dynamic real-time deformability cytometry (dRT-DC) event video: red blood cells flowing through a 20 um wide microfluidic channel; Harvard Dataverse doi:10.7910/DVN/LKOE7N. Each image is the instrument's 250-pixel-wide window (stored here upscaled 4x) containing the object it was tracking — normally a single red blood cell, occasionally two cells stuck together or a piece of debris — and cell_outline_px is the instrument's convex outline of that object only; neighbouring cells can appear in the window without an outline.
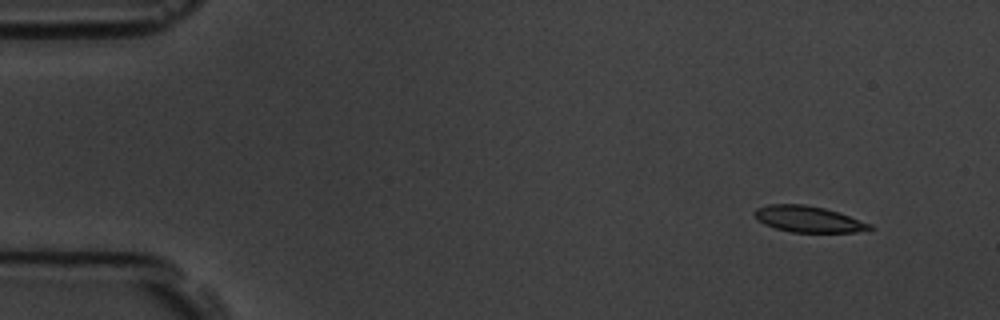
{"species": "common noctule bat (a hibernating species)", "species_latin": "Nyctalus noctula", "temperature_condition": "room temperature", "stored_images_in_passage": 7, "camera_frame_rate_fps": 3000, "um_per_image_px": 0.085, "animal": {"sex": "male", "body_mass_g": 19.5, "forearm_length_mm": 54.6}, "frame": {"image": 1, "passage_image": 2, "time_ms": 1.333, "image_size_px": [1000, 320], "cell_outline_px": [[876, 228], [856, 232], [792, 232], [776, 228], [764, 224], [752, 212], [756, 208], [768, 204], [804, 204], [824, 208], [872, 224]], "centroid_in_image_um": [68.71, 18.62], "position_along_channel_um": 16.3, "area_um2": 17.4}}
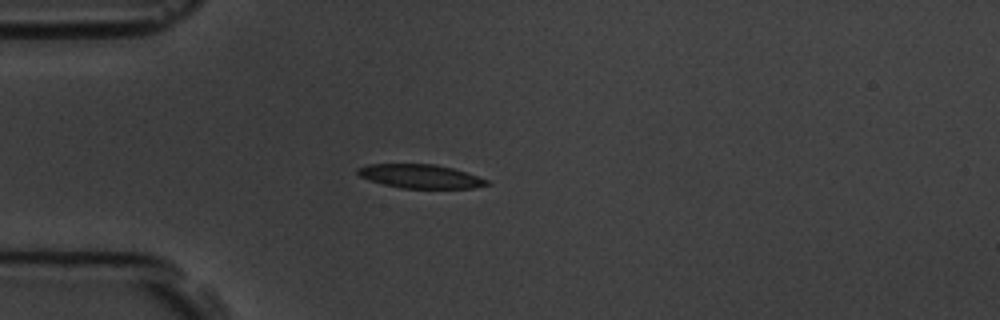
{"frame": {"image": 2, "passage_image": 5, "time_ms": 4.667, "image_size_px": [1000, 320], "cell_outline_px": [[492, 184], [472, 188], [400, 188], [384, 184], [360, 176], [356, 172], [356, 168], [368, 164], [436, 164], [452, 168], [488, 180]], "centroid_in_image_um": [35.73, 14.98], "position_along_channel_um": 49.3, "area_um2": 17.74}}
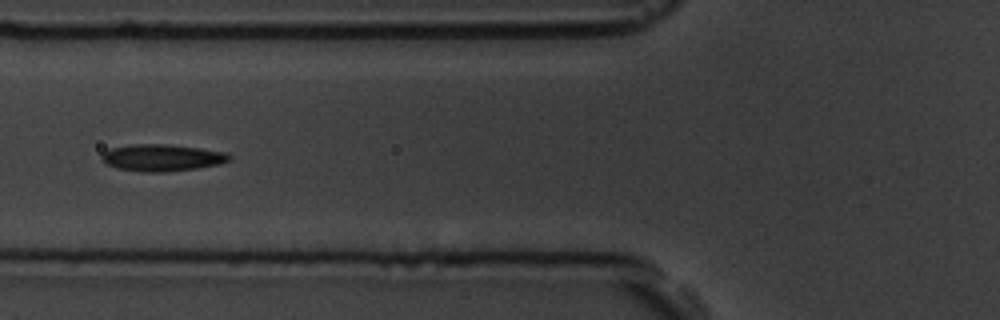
{"frame": {"image": 3, "passage_image": 7, "time_ms": 6.667, "image_size_px": [1000, 320], "cell_outline_px": [[232, 156], [228, 160], [220, 164], [196, 168], [168, 172], [140, 172], [116, 168], [100, 160], [100, 156], [108, 148], [132, 144], [164, 144], [200, 148], [224, 152]], "centroid_in_image_um": [13.71, 13.41], "position_along_channel_um": 112.1, "area_um2": 20.06}}